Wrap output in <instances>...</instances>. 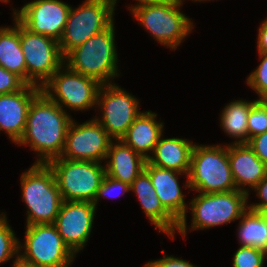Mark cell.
Here are the masks:
<instances>
[{"mask_svg": "<svg viewBox=\"0 0 267 267\" xmlns=\"http://www.w3.org/2000/svg\"><path fill=\"white\" fill-rule=\"evenodd\" d=\"M47 164L54 172L64 201L93 203L106 174L104 165L99 162L69 160L61 157L54 158Z\"/></svg>", "mask_w": 267, "mask_h": 267, "instance_id": "cell-6", "label": "cell"}, {"mask_svg": "<svg viewBox=\"0 0 267 267\" xmlns=\"http://www.w3.org/2000/svg\"><path fill=\"white\" fill-rule=\"evenodd\" d=\"M114 12L111 0H85L77 8L71 6L64 33L59 41L63 57L93 35L107 29L114 22Z\"/></svg>", "mask_w": 267, "mask_h": 267, "instance_id": "cell-7", "label": "cell"}, {"mask_svg": "<svg viewBox=\"0 0 267 267\" xmlns=\"http://www.w3.org/2000/svg\"><path fill=\"white\" fill-rule=\"evenodd\" d=\"M13 18L14 27H0V66L26 82V64L20 43V21L15 16Z\"/></svg>", "mask_w": 267, "mask_h": 267, "instance_id": "cell-23", "label": "cell"}, {"mask_svg": "<svg viewBox=\"0 0 267 267\" xmlns=\"http://www.w3.org/2000/svg\"><path fill=\"white\" fill-rule=\"evenodd\" d=\"M98 106L102 115L101 119L98 117L95 119L113 140H121L134 120L142 113L138 111V99L114 82L100 86L96 102V107Z\"/></svg>", "mask_w": 267, "mask_h": 267, "instance_id": "cell-12", "label": "cell"}, {"mask_svg": "<svg viewBox=\"0 0 267 267\" xmlns=\"http://www.w3.org/2000/svg\"><path fill=\"white\" fill-rule=\"evenodd\" d=\"M27 225L54 224L63 202L54 172L48 164L34 163L21 175Z\"/></svg>", "mask_w": 267, "mask_h": 267, "instance_id": "cell-3", "label": "cell"}, {"mask_svg": "<svg viewBox=\"0 0 267 267\" xmlns=\"http://www.w3.org/2000/svg\"><path fill=\"white\" fill-rule=\"evenodd\" d=\"M157 114L142 112L131 124L121 141L147 160L163 134V122H157Z\"/></svg>", "mask_w": 267, "mask_h": 267, "instance_id": "cell-21", "label": "cell"}, {"mask_svg": "<svg viewBox=\"0 0 267 267\" xmlns=\"http://www.w3.org/2000/svg\"><path fill=\"white\" fill-rule=\"evenodd\" d=\"M267 252L252 246H241L233 257V267H263Z\"/></svg>", "mask_w": 267, "mask_h": 267, "instance_id": "cell-28", "label": "cell"}, {"mask_svg": "<svg viewBox=\"0 0 267 267\" xmlns=\"http://www.w3.org/2000/svg\"><path fill=\"white\" fill-rule=\"evenodd\" d=\"M119 191V192H118ZM130 191V185L122 182L120 180L114 179L108 175L105 174L100 187L97 191L96 197L93 201V204L97 206V202H99V199L101 197H111L113 193L116 192V194H124L126 192ZM113 192V193H112ZM118 192V193H117ZM112 198V197H111Z\"/></svg>", "mask_w": 267, "mask_h": 267, "instance_id": "cell-30", "label": "cell"}, {"mask_svg": "<svg viewBox=\"0 0 267 267\" xmlns=\"http://www.w3.org/2000/svg\"><path fill=\"white\" fill-rule=\"evenodd\" d=\"M106 160V175L129 185L144 170L147 161L121 140L111 142Z\"/></svg>", "mask_w": 267, "mask_h": 267, "instance_id": "cell-22", "label": "cell"}, {"mask_svg": "<svg viewBox=\"0 0 267 267\" xmlns=\"http://www.w3.org/2000/svg\"><path fill=\"white\" fill-rule=\"evenodd\" d=\"M19 255L39 267H69L76 255L64 243L54 224L27 225Z\"/></svg>", "mask_w": 267, "mask_h": 267, "instance_id": "cell-10", "label": "cell"}, {"mask_svg": "<svg viewBox=\"0 0 267 267\" xmlns=\"http://www.w3.org/2000/svg\"><path fill=\"white\" fill-rule=\"evenodd\" d=\"M238 225L241 246H252L267 252V222L259 212L247 209Z\"/></svg>", "mask_w": 267, "mask_h": 267, "instance_id": "cell-25", "label": "cell"}, {"mask_svg": "<svg viewBox=\"0 0 267 267\" xmlns=\"http://www.w3.org/2000/svg\"><path fill=\"white\" fill-rule=\"evenodd\" d=\"M251 190H255L258 198L261 199L259 203L248 205V209L260 212L262 209L267 208V174L264 178Z\"/></svg>", "mask_w": 267, "mask_h": 267, "instance_id": "cell-34", "label": "cell"}, {"mask_svg": "<svg viewBox=\"0 0 267 267\" xmlns=\"http://www.w3.org/2000/svg\"><path fill=\"white\" fill-rule=\"evenodd\" d=\"M20 43L26 64V83L41 88L65 64L59 42L31 32L20 22Z\"/></svg>", "mask_w": 267, "mask_h": 267, "instance_id": "cell-11", "label": "cell"}, {"mask_svg": "<svg viewBox=\"0 0 267 267\" xmlns=\"http://www.w3.org/2000/svg\"><path fill=\"white\" fill-rule=\"evenodd\" d=\"M192 1H193V0H192ZM194 1H197V2L199 1V2H201V1H207V0H194ZM208 1H209V0H208Z\"/></svg>", "mask_w": 267, "mask_h": 267, "instance_id": "cell-40", "label": "cell"}, {"mask_svg": "<svg viewBox=\"0 0 267 267\" xmlns=\"http://www.w3.org/2000/svg\"><path fill=\"white\" fill-rule=\"evenodd\" d=\"M70 8V5L59 0H34L26 3L20 10L13 8V16L31 32L59 42Z\"/></svg>", "mask_w": 267, "mask_h": 267, "instance_id": "cell-14", "label": "cell"}, {"mask_svg": "<svg viewBox=\"0 0 267 267\" xmlns=\"http://www.w3.org/2000/svg\"><path fill=\"white\" fill-rule=\"evenodd\" d=\"M12 267H39V266L24 260L20 255H18L13 261Z\"/></svg>", "mask_w": 267, "mask_h": 267, "instance_id": "cell-37", "label": "cell"}, {"mask_svg": "<svg viewBox=\"0 0 267 267\" xmlns=\"http://www.w3.org/2000/svg\"><path fill=\"white\" fill-rule=\"evenodd\" d=\"M114 31L113 22L73 49L64 58L65 65L74 72L96 79L100 84H112L111 81L120 75Z\"/></svg>", "mask_w": 267, "mask_h": 267, "instance_id": "cell-2", "label": "cell"}, {"mask_svg": "<svg viewBox=\"0 0 267 267\" xmlns=\"http://www.w3.org/2000/svg\"><path fill=\"white\" fill-rule=\"evenodd\" d=\"M1 2H6V3H8V1H10V0H0Z\"/></svg>", "mask_w": 267, "mask_h": 267, "instance_id": "cell-39", "label": "cell"}, {"mask_svg": "<svg viewBox=\"0 0 267 267\" xmlns=\"http://www.w3.org/2000/svg\"><path fill=\"white\" fill-rule=\"evenodd\" d=\"M256 101L235 100L228 103L222 110L220 126L227 135L237 139L234 143L248 142V115Z\"/></svg>", "mask_w": 267, "mask_h": 267, "instance_id": "cell-24", "label": "cell"}, {"mask_svg": "<svg viewBox=\"0 0 267 267\" xmlns=\"http://www.w3.org/2000/svg\"><path fill=\"white\" fill-rule=\"evenodd\" d=\"M21 242L7 221L6 214H0V263L7 262L13 256L19 255Z\"/></svg>", "mask_w": 267, "mask_h": 267, "instance_id": "cell-26", "label": "cell"}, {"mask_svg": "<svg viewBox=\"0 0 267 267\" xmlns=\"http://www.w3.org/2000/svg\"><path fill=\"white\" fill-rule=\"evenodd\" d=\"M144 171L149 175L163 207L179 222L177 231L185 237L188 231L186 212L189 207L184 201V195L177 177L186 173L153 166L147 161Z\"/></svg>", "mask_w": 267, "mask_h": 267, "instance_id": "cell-16", "label": "cell"}, {"mask_svg": "<svg viewBox=\"0 0 267 267\" xmlns=\"http://www.w3.org/2000/svg\"><path fill=\"white\" fill-rule=\"evenodd\" d=\"M163 250L162 259L149 261L144 267H196L192 263L178 257L165 255Z\"/></svg>", "mask_w": 267, "mask_h": 267, "instance_id": "cell-33", "label": "cell"}, {"mask_svg": "<svg viewBox=\"0 0 267 267\" xmlns=\"http://www.w3.org/2000/svg\"><path fill=\"white\" fill-rule=\"evenodd\" d=\"M101 85L96 79L74 72L64 64L41 87V91L62 109L64 105L75 111H85L96 107Z\"/></svg>", "mask_w": 267, "mask_h": 267, "instance_id": "cell-9", "label": "cell"}, {"mask_svg": "<svg viewBox=\"0 0 267 267\" xmlns=\"http://www.w3.org/2000/svg\"><path fill=\"white\" fill-rule=\"evenodd\" d=\"M228 160L236 190L249 196L248 187L253 189L264 178L267 174V165L247 143H229Z\"/></svg>", "mask_w": 267, "mask_h": 267, "instance_id": "cell-18", "label": "cell"}, {"mask_svg": "<svg viewBox=\"0 0 267 267\" xmlns=\"http://www.w3.org/2000/svg\"><path fill=\"white\" fill-rule=\"evenodd\" d=\"M247 144L253 149L259 159L267 165V131L251 137Z\"/></svg>", "mask_w": 267, "mask_h": 267, "instance_id": "cell-32", "label": "cell"}, {"mask_svg": "<svg viewBox=\"0 0 267 267\" xmlns=\"http://www.w3.org/2000/svg\"><path fill=\"white\" fill-rule=\"evenodd\" d=\"M267 131V100L257 99L248 115V141L251 137Z\"/></svg>", "mask_w": 267, "mask_h": 267, "instance_id": "cell-27", "label": "cell"}, {"mask_svg": "<svg viewBox=\"0 0 267 267\" xmlns=\"http://www.w3.org/2000/svg\"><path fill=\"white\" fill-rule=\"evenodd\" d=\"M27 83L17 74L0 66V95L22 90Z\"/></svg>", "mask_w": 267, "mask_h": 267, "instance_id": "cell-31", "label": "cell"}, {"mask_svg": "<svg viewBox=\"0 0 267 267\" xmlns=\"http://www.w3.org/2000/svg\"><path fill=\"white\" fill-rule=\"evenodd\" d=\"M162 136L163 134L147 162L153 166L186 173L188 176L195 144L187 139L163 138Z\"/></svg>", "mask_w": 267, "mask_h": 267, "instance_id": "cell-20", "label": "cell"}, {"mask_svg": "<svg viewBox=\"0 0 267 267\" xmlns=\"http://www.w3.org/2000/svg\"><path fill=\"white\" fill-rule=\"evenodd\" d=\"M40 91L39 86L27 84L20 91L0 95V130L16 144L24 134L31 102Z\"/></svg>", "mask_w": 267, "mask_h": 267, "instance_id": "cell-17", "label": "cell"}, {"mask_svg": "<svg viewBox=\"0 0 267 267\" xmlns=\"http://www.w3.org/2000/svg\"><path fill=\"white\" fill-rule=\"evenodd\" d=\"M184 0L134 8V18L163 46L175 50L194 28L192 19L180 11Z\"/></svg>", "mask_w": 267, "mask_h": 267, "instance_id": "cell-5", "label": "cell"}, {"mask_svg": "<svg viewBox=\"0 0 267 267\" xmlns=\"http://www.w3.org/2000/svg\"><path fill=\"white\" fill-rule=\"evenodd\" d=\"M185 188L199 193L236 190L228 160V145H196Z\"/></svg>", "mask_w": 267, "mask_h": 267, "instance_id": "cell-4", "label": "cell"}, {"mask_svg": "<svg viewBox=\"0 0 267 267\" xmlns=\"http://www.w3.org/2000/svg\"><path fill=\"white\" fill-rule=\"evenodd\" d=\"M112 141L114 140L95 118L80 125L72 119L60 157L102 163L106 160Z\"/></svg>", "mask_w": 267, "mask_h": 267, "instance_id": "cell-13", "label": "cell"}, {"mask_svg": "<svg viewBox=\"0 0 267 267\" xmlns=\"http://www.w3.org/2000/svg\"><path fill=\"white\" fill-rule=\"evenodd\" d=\"M111 1L113 4V7H115L117 0H111ZM168 1H171V0H136L135 2H137V4L133 5L132 7H128V8H130V11H132L134 8L141 7L144 5L163 4Z\"/></svg>", "mask_w": 267, "mask_h": 267, "instance_id": "cell-36", "label": "cell"}, {"mask_svg": "<svg viewBox=\"0 0 267 267\" xmlns=\"http://www.w3.org/2000/svg\"><path fill=\"white\" fill-rule=\"evenodd\" d=\"M130 191L137 194L142 210L159 232L174 238L179 222L163 207L149 175L143 170L130 185Z\"/></svg>", "mask_w": 267, "mask_h": 267, "instance_id": "cell-19", "label": "cell"}, {"mask_svg": "<svg viewBox=\"0 0 267 267\" xmlns=\"http://www.w3.org/2000/svg\"><path fill=\"white\" fill-rule=\"evenodd\" d=\"M71 115L40 91L32 100L23 136L18 145H28L38 158L34 163L47 164L60 157L65 145Z\"/></svg>", "mask_w": 267, "mask_h": 267, "instance_id": "cell-1", "label": "cell"}, {"mask_svg": "<svg viewBox=\"0 0 267 267\" xmlns=\"http://www.w3.org/2000/svg\"><path fill=\"white\" fill-rule=\"evenodd\" d=\"M248 194L232 190L218 193H199L191 200V230L209 229L241 218L248 209Z\"/></svg>", "mask_w": 267, "mask_h": 267, "instance_id": "cell-8", "label": "cell"}, {"mask_svg": "<svg viewBox=\"0 0 267 267\" xmlns=\"http://www.w3.org/2000/svg\"><path fill=\"white\" fill-rule=\"evenodd\" d=\"M258 29L257 51L267 54V18L261 23Z\"/></svg>", "mask_w": 267, "mask_h": 267, "instance_id": "cell-35", "label": "cell"}, {"mask_svg": "<svg viewBox=\"0 0 267 267\" xmlns=\"http://www.w3.org/2000/svg\"><path fill=\"white\" fill-rule=\"evenodd\" d=\"M259 213L262 215V217L267 222V208L262 209Z\"/></svg>", "mask_w": 267, "mask_h": 267, "instance_id": "cell-38", "label": "cell"}, {"mask_svg": "<svg viewBox=\"0 0 267 267\" xmlns=\"http://www.w3.org/2000/svg\"><path fill=\"white\" fill-rule=\"evenodd\" d=\"M97 208L91 202L64 201L54 225L64 243L76 255L90 239Z\"/></svg>", "mask_w": 267, "mask_h": 267, "instance_id": "cell-15", "label": "cell"}, {"mask_svg": "<svg viewBox=\"0 0 267 267\" xmlns=\"http://www.w3.org/2000/svg\"><path fill=\"white\" fill-rule=\"evenodd\" d=\"M262 61L247 78V84L258 94L259 99L267 100V54L258 53Z\"/></svg>", "mask_w": 267, "mask_h": 267, "instance_id": "cell-29", "label": "cell"}]
</instances>
